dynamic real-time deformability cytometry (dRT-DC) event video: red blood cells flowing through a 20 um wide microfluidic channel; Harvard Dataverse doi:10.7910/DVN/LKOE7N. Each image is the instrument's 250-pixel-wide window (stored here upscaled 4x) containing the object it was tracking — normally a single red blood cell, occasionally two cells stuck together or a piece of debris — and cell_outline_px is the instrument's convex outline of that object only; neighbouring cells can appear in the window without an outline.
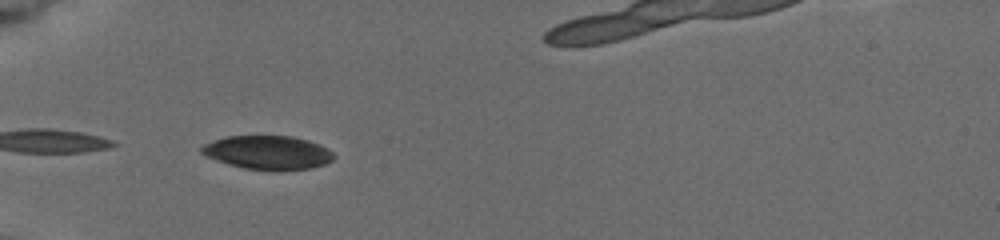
{"species": "common noctule bat (a hibernating species)", "species_latin": "Nyctalus noctula", "temperature_condition": "cold", "stored_images_in_passage": 5, "camera_frame_rate_fps": 3000, "um_per_image_px": 0.085, "animal": {"sex": "female", "body_mass_g": 19.5, "forearm_length_mm": 54.1}, "frame": {"image": 1, "passage_image": 3, "time_ms": 2.333, "image_size_px": [1000, 240], "cell_outline_px": [[336, 156], [332, 160], [324, 164], [308, 168], [244, 168], [228, 164], [204, 156], [200, 152], [200, 148], [204, 144], [228, 136], [292, 136], [308, 140], [320, 144], [328, 148]], "centroid_in_image_um": [22.75, 12.93], "position_along_channel_um": 62.2, "area_um2": 25.32}}
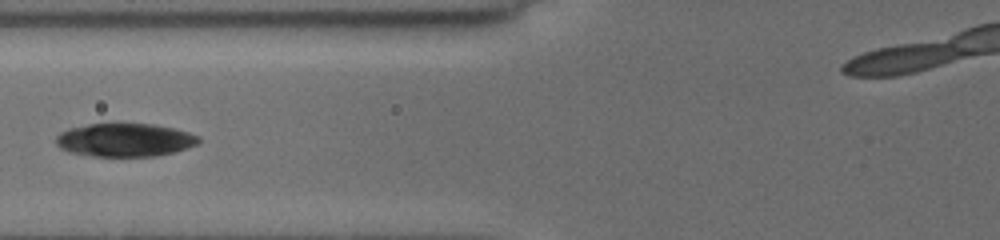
{"frame": {"image": 2, "passage_image": 5, "time_ms": 4.0, "image_size_px": [1000, 240], "cell_outline_px": [[200, 144], [188, 148], [156, 156], [92, 156], [68, 152], [60, 148], [56, 144], [56, 136], [60, 132], [68, 128], [88, 124], [152, 124], [172, 128], [188, 132], [200, 136]], "centroid_in_image_um": [10.61, 11.9], "position_along_channel_um": 115.2, "area_um2": 27.74}}